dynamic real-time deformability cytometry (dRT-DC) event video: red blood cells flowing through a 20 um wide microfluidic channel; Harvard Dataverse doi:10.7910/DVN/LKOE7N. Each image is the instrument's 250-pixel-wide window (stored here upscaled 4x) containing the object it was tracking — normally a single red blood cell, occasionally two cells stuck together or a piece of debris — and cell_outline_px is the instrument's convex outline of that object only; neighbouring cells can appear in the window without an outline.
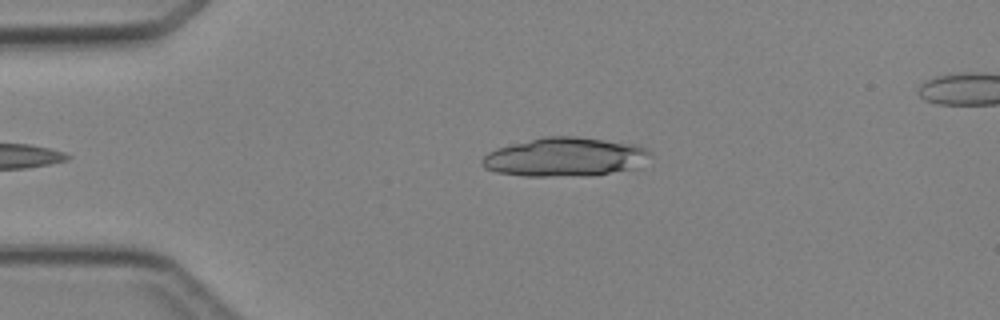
{"species": "Egyptian fruit bat (a non-hibernating species)", "species_latin": "Rousettus aegyptiacus", "temperature_condition": "cold", "stored_images_in_passage": 2, "camera_frame_rate_fps": 3000, "um_per_image_px": 0.085, "animal": {"sex": "female"}, "frame": {"image": 1, "passage_image": 1, "time_ms": 0.0, "image_size_px": [1000, 320], "cell_outline_px": [[652, 156], [636, 168], [592, 176], [524, 176], [496, 172], [484, 168], [480, 164], [480, 160], [488, 152], [496, 148], [544, 136], [572, 136], [640, 144], [652, 152]], "centroid_in_image_um": [48.05, 13.35], "position_along_channel_um": 36.9, "area_um2": 38.55}}